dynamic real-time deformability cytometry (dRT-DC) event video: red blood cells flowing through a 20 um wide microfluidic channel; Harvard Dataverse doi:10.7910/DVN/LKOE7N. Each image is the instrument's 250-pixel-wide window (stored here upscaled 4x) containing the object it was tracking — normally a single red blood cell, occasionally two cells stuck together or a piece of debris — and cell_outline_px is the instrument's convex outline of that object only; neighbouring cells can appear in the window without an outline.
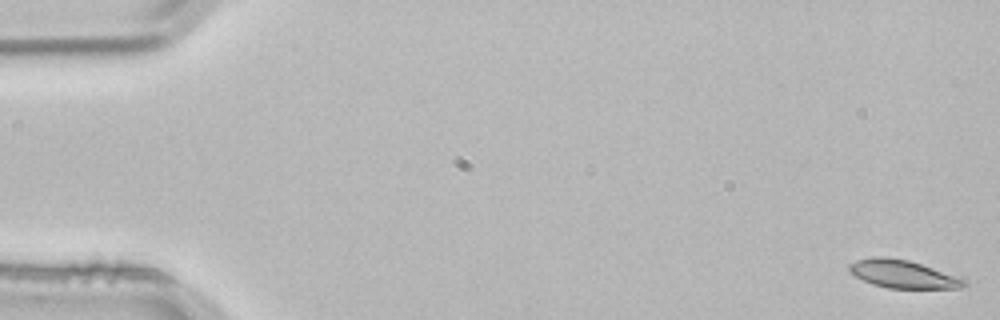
{"species": "common noctule bat (a hibernating species)", "species_latin": "Nyctalus noctula", "temperature_condition": "room temperature", "stored_images_in_passage": 4, "camera_frame_rate_fps": 3000, "um_per_image_px": 0.085, "animal": {"sex": "male", "body_mass_g": 21.5, "forearm_length_mm": 52.0}, "frame": {"image": 1, "passage_image": 4, "time_ms": 1.0, "image_size_px": [1000, 320], "cell_outline_px": [[968, 284], [960, 288], [888, 288], [872, 284], [856, 276], [848, 268], [848, 264], [856, 260], [872, 256], [884, 256], [908, 260], [968, 280]], "centroid_in_image_um": [76.73, 23.29], "position_along_channel_um": 8.3, "area_um2": 18.55}}